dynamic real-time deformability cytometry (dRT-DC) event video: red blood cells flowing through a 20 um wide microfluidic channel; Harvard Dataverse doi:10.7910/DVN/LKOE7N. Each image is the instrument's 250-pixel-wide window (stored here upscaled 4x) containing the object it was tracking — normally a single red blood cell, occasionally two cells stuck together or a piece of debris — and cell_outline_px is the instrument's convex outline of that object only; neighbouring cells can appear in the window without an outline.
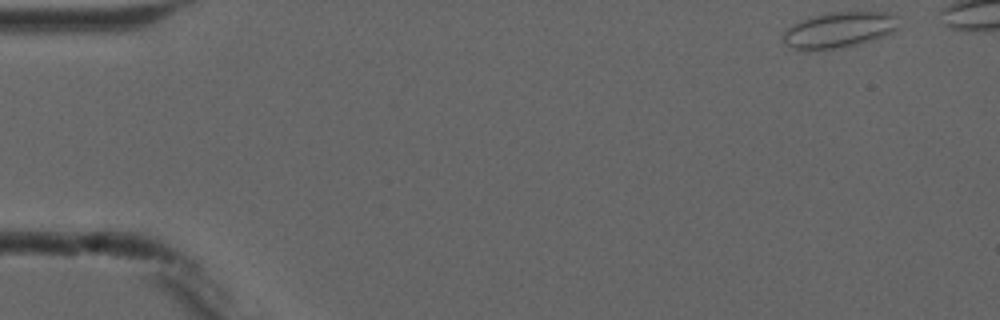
{"species": "common noctule bat (a hibernating species)", "species_latin": "Nyctalus noctula", "temperature_condition": "cold", "stored_images_in_passage": 9, "segment_of_instrument_passage": [1, 2], "camera_frame_rate_fps": 3000, "um_per_image_px": 0.085, "animal": {"sex": "male", "forearm_length_mm": 52.5}, "frame": {"image": 1, "passage_image": 1, "time_ms": 0.0, "image_size_px": [1000, 320], "cell_outline_px": [[900, 28], [896, 32], [872, 40], [840, 48], [792, 48], [784, 44], [784, 32], [792, 24], [800, 20], [812, 16], [832, 12], [892, 12], [900, 16]], "centroid_in_image_um": [71.45, 2.5], "position_along_channel_um": 13.6, "area_um2": 24.1}}
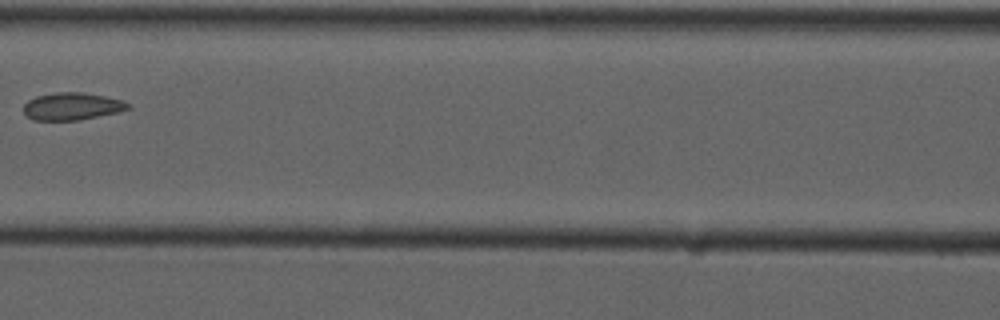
{"frame": {"image": 2, "passage_image": 7, "time_ms": 7.0, "image_size_px": [1000, 320], "cell_outline_px": [[132, 108], [116, 112], [80, 120], [32, 120], [24, 112], [24, 104], [28, 100], [36, 96], [56, 92], [80, 92], [104, 96], [124, 100]], "centroid_in_image_um": [6.11, 9.03], "position_along_channel_um": 160.5, "area_um2": 16.59}}
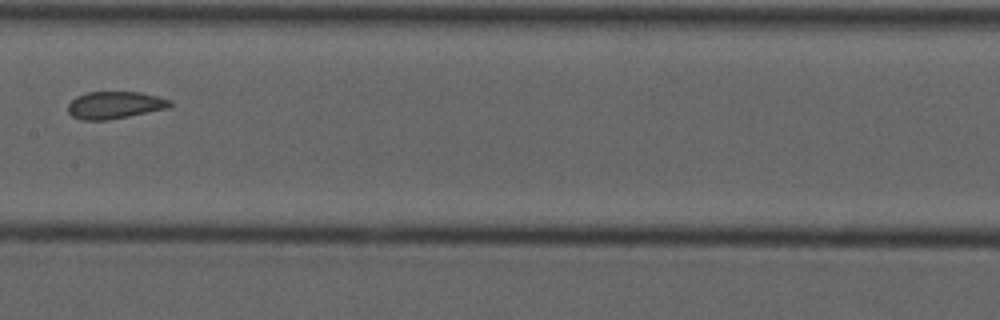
{"frame": {"image": 3, "passage_image": 8, "time_ms": 8.0, "image_size_px": [1000, 320], "cell_outline_px": [[172, 104], [168, 108], [108, 120], [80, 120], [72, 116], [68, 112], [68, 104], [76, 96], [88, 92], [140, 92], [172, 100]], "centroid_in_image_um": [9.74, 8.93], "position_along_channel_um": 197.7, "area_um2": 16.18}}